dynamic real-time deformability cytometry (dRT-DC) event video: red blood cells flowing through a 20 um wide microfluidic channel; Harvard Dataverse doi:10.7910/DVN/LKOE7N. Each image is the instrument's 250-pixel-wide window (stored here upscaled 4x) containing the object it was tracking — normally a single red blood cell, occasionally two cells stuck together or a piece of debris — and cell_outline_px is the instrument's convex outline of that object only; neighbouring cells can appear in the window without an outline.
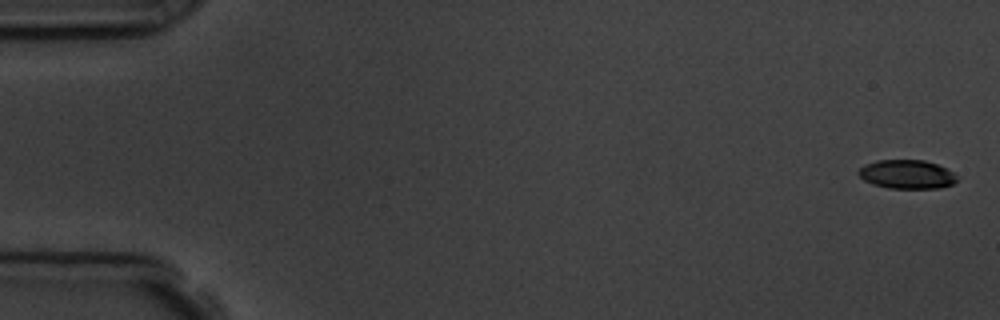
{"species": "common noctule bat (a hibernating species)", "species_latin": "Nyctalus noctula", "temperature_condition": "room temperature", "stored_images_in_passage": 6, "camera_frame_rate_fps": 3000, "um_per_image_px": 0.085, "animal": {"sex": "male", "body_mass_g": 19.5, "forearm_length_mm": 54.6}, "frame": {"image": 1, "passage_image": 1, "time_ms": 0.0, "image_size_px": [1000, 320], "cell_outline_px": [[956, 180], [952, 184], [940, 188], [888, 188], [872, 184], [864, 180], [856, 172], [864, 164], [876, 160], [924, 160], [936, 164], [952, 172], [956, 176]], "centroid_in_image_um": [77.03, 14.81], "position_along_channel_um": 8.0, "area_um2": 16.47}}
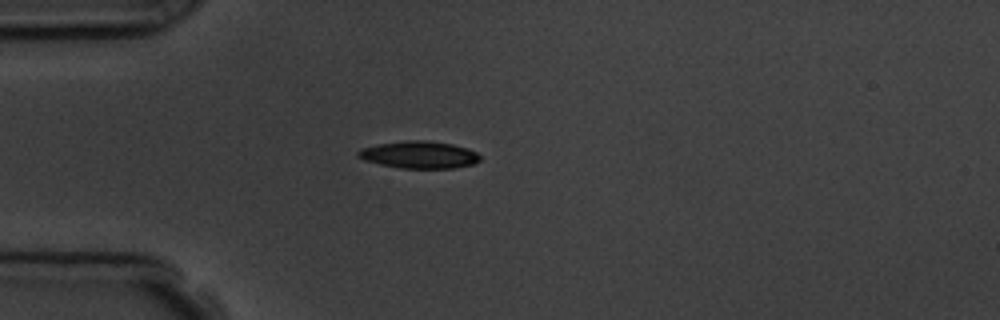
{"frame": {"image": 2, "passage_image": 5, "time_ms": 4.667, "image_size_px": [1000, 320], "cell_outline_px": [[480, 160], [472, 164], [452, 168], [400, 168], [380, 164], [364, 160], [356, 156], [356, 152], [360, 148], [376, 144], [408, 140], [428, 140], [452, 144], [468, 148], [476, 152], [480, 156]], "centroid_in_image_um": [35.59, 13.14], "position_along_channel_um": 49.4, "area_um2": 19.42}}